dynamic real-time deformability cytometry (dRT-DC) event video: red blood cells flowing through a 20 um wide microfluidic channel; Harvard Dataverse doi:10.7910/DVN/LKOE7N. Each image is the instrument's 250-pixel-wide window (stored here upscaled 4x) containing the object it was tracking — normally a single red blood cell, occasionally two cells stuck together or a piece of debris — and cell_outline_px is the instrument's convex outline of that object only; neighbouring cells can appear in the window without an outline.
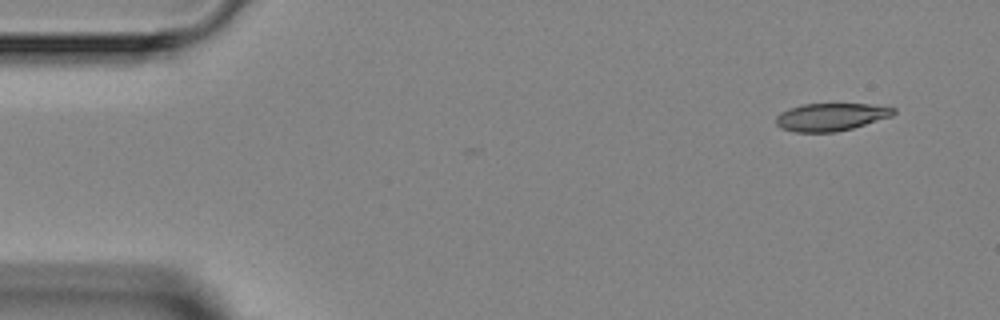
{"species": "Egyptian fruit bat (a non-hibernating species)", "species_latin": "Rousettus aegyptiacus", "temperature_condition": "room temperature", "stored_images_in_passage": 5, "camera_frame_rate_fps": 3000, "um_per_image_px": 0.085, "animal": {"sex": "female"}, "frame": {"image": 1, "passage_image": 1, "time_ms": 0.0, "image_size_px": [1000, 320], "cell_outline_px": [[896, 112], [892, 116], [852, 128], [836, 132], [796, 132], [780, 128], [776, 124], [776, 116], [780, 112], [788, 108], [800, 104], [872, 104], [896, 108]], "centroid_in_image_um": [70.61, 9.93], "position_along_channel_um": 14.4, "area_um2": 19.07}}
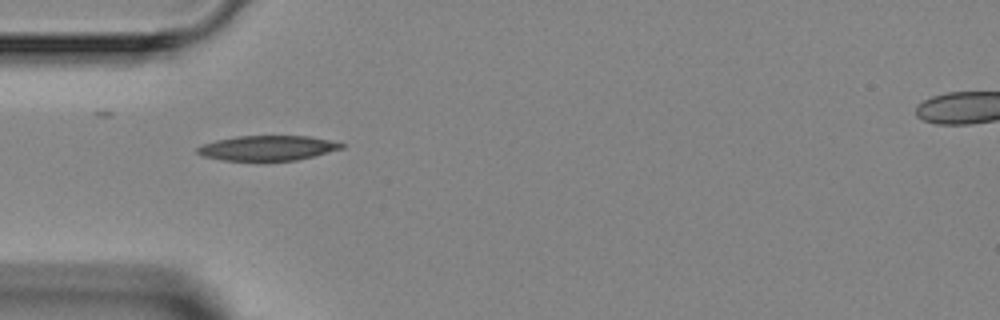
{"frame": {"image": 2, "passage_image": 4, "time_ms": 3.667, "image_size_px": [1000, 320], "cell_outline_px": [[344, 148], [296, 160], [224, 160], [204, 156], [196, 152], [196, 148], [204, 144], [216, 140], [236, 136], [308, 136], [328, 140], [344, 144]], "centroid_in_image_um": [22.72, 12.57], "position_along_channel_um": 62.3, "area_um2": 20.58}}
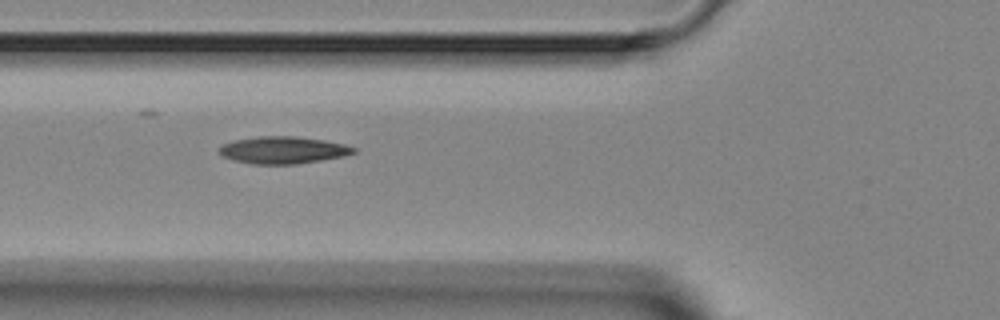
{"frame": {"image": 3, "passage_image": 5, "time_ms": 4.667, "image_size_px": [1000, 320], "cell_outline_px": [[356, 152], [344, 156], [296, 164], [252, 164], [236, 160], [224, 156], [216, 152], [216, 148], [232, 140], [256, 136], [296, 136], [324, 140], [344, 144], [356, 148]], "centroid_in_image_um": [24.03, 12.74], "position_along_channel_um": 101.8, "area_um2": 21.33}}